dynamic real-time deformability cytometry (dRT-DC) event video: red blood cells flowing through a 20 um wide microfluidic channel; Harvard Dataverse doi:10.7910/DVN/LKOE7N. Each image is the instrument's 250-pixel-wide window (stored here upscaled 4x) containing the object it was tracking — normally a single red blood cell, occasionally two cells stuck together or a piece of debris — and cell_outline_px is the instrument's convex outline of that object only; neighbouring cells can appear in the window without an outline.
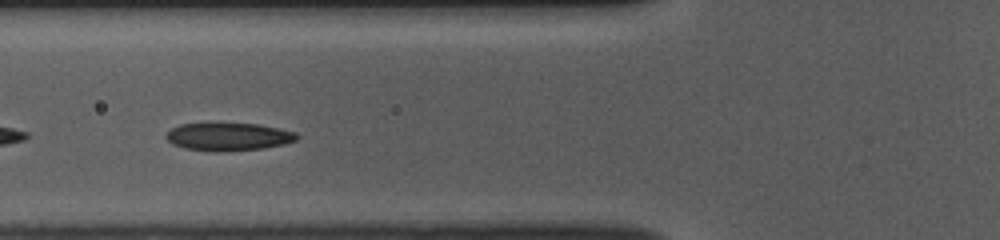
{"species": "common noctule bat (a hibernating species)", "species_latin": "Nyctalus noctula", "temperature_condition": "room temperature", "stored_images_in_passage": 48, "camera_frame_rate_fps": 3000, "um_per_image_px": 0.085, "animal": {"sex": "female", "body_mass_g": 10.0, "forearm_length_mm": 53.1}, "frame": {"image": 1, "passage_image": 15, "time_ms": 4.667, "image_size_px": [1000, 240], "cell_outline_px": [[300, 136], [296, 140], [284, 144], [264, 148], [216, 152], [212, 152], [184, 148], [172, 144], [164, 136], [172, 128], [180, 124], [256, 124], [280, 128], [296, 132]], "centroid_in_image_um": [19.43, 11.63], "position_along_channel_um": 106.4, "area_um2": 21.15}}
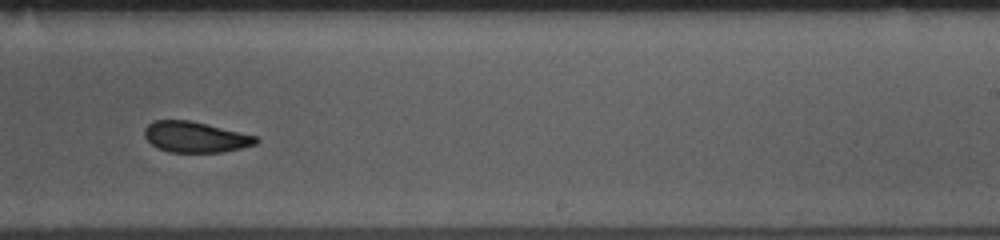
{"frame": {"image": 2, "passage_image": 28, "time_ms": 9.0, "image_size_px": [1000, 240], "cell_outline_px": [[260, 140], [256, 144], [224, 152], [168, 152], [156, 148], [144, 136], [144, 128], [152, 120], [188, 120], [208, 124], [260, 136]], "centroid_in_image_um": [16.63, 11.64], "position_along_channel_um": 272.4, "area_um2": 20.29}}
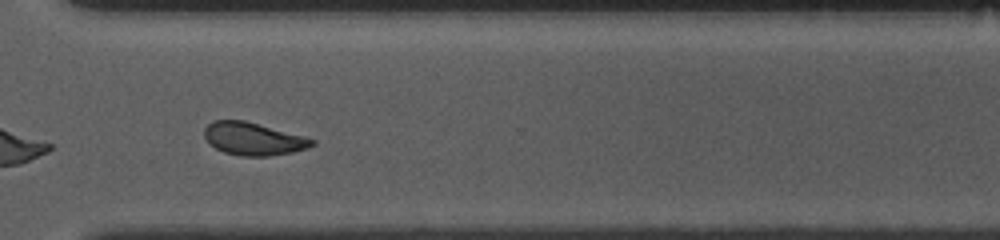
{"frame": {"image": 3, "passage_image": 34, "time_ms": 11.0, "image_size_px": [1000, 240], "cell_outline_px": [[316, 144], [308, 148], [292, 152], [268, 156], [240, 156], [224, 152], [216, 148], [204, 136], [204, 128], [212, 120], [244, 120], [308, 136], [316, 140]], "centroid_in_image_um": [21.59, 11.79], "position_along_channel_um": 349.0, "area_um2": 20.75}, "authors_computed_cell_mechanics": {"area_um2": 21.3282, "velocity_mm_per_s": 3.831, "shape_relaxation_time_tau1_ms": 3.0921, "shape_relaxation_time_tau2_ms": 2.5375, "deformation_change_tau1": 0.1102, "deformation_change_tau2": 0.0802}}